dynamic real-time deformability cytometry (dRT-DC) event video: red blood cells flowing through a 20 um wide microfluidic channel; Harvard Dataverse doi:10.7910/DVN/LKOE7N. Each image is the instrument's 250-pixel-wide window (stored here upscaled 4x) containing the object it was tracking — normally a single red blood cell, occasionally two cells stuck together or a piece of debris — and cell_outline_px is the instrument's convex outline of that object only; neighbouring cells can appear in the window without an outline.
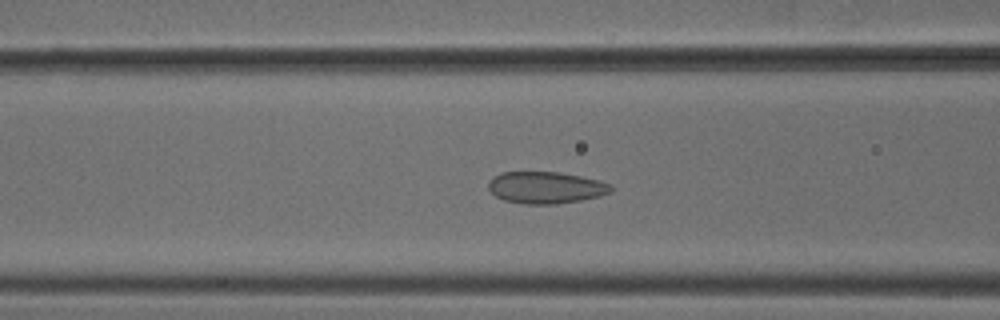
{"species": "common noctule bat (a hibernating species)", "species_latin": "Nyctalus noctula", "temperature_condition": "cold", "stored_images_in_passage": 42, "camera_frame_rate_fps": 3000, "um_per_image_px": 0.085, "animal": {"sex": "male", "body_mass_g": 18.8}, "frame": {"image": 1, "passage_image": 11, "time_ms": 3.333, "image_size_px": [1000, 320], "cell_outline_px": [[612, 188], [608, 192], [596, 196], [580, 200], [556, 204], [524, 204], [504, 200], [496, 196], [488, 188], [488, 180], [492, 176], [500, 172], [556, 172], [580, 176], [600, 180], [612, 184]], "centroid_in_image_um": [46.34, 15.93], "position_along_channel_um": 120.3, "area_um2": 22.66}}
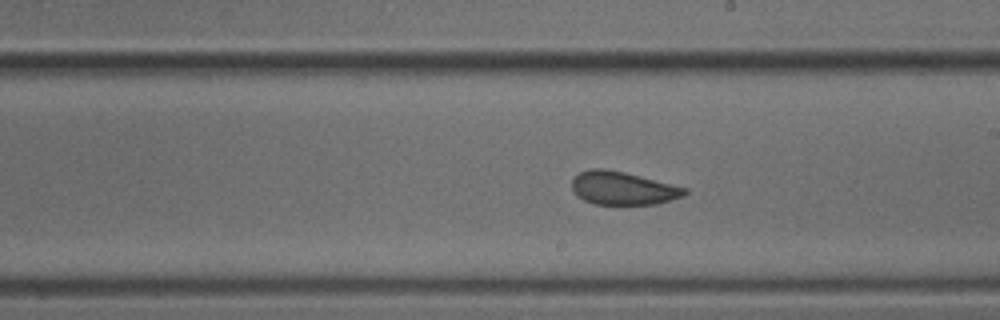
{"frame": {"image": 2, "passage_image": 20, "time_ms": 6.333, "image_size_px": [1000, 320], "cell_outline_px": [[688, 192], [684, 196], [672, 200], [656, 204], [596, 204], [584, 200], [576, 196], [572, 188], [572, 180], [580, 172], [592, 168], [604, 168], [624, 172], [688, 188]], "centroid_in_image_um": [52.95, 16.0], "position_along_channel_um": 236.0, "area_um2": 21.79}}
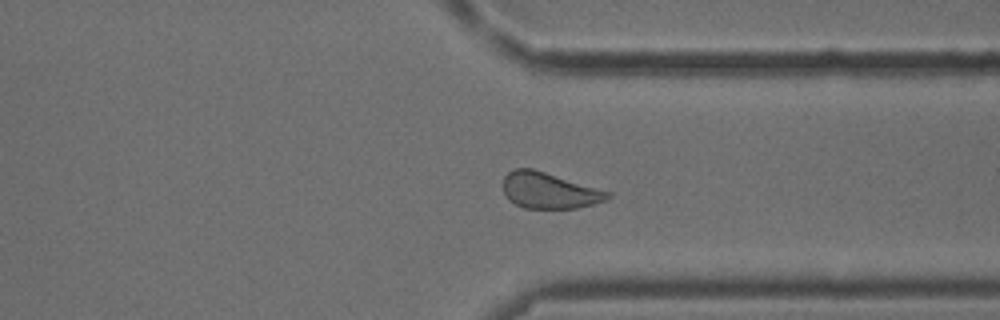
{"frame": {"image": 3, "passage_image": 30, "time_ms": 9.667, "image_size_px": [1000, 320], "cell_outline_px": [[612, 196], [604, 200], [592, 204], [576, 208], [524, 208], [508, 200], [504, 192], [504, 176], [508, 172], [516, 168], [532, 168], [612, 192]], "centroid_in_image_um": [46.68, 16.19], "position_along_channel_um": 364.7, "area_um2": 21.85}, "authors_computed_cell_mechanics": {"area_um2": 22.7154, "velocity_mm_per_s": 3.8585, "shape_relaxation_time_tau1_ms": null, "shape_relaxation_time_tau2_ms": 1.6973, "deformation_change_tau1": null, "deformation_change_tau2": 0.0694}}